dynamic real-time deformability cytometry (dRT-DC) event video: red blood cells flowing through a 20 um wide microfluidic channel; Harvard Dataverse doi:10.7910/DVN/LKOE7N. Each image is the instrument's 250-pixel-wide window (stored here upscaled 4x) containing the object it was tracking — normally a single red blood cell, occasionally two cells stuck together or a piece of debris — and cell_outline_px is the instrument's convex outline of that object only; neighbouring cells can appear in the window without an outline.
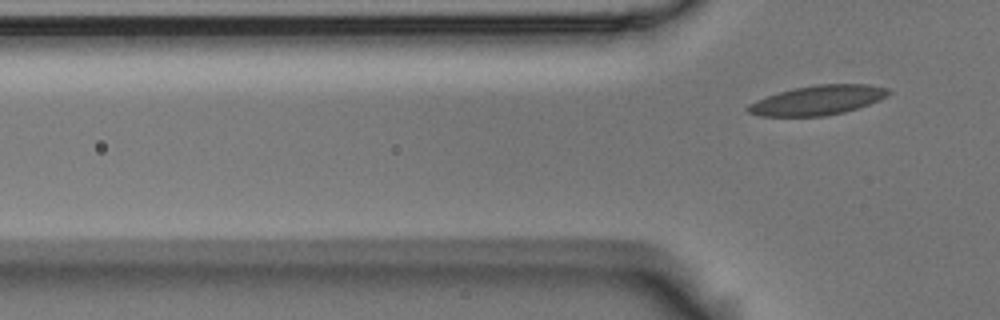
{"species": "Egyptian fruit bat (a non-hibernating species)", "species_latin": "Rousettus aegyptiacus", "temperature_condition": "room temperature", "stored_images_in_passage": 2, "camera_frame_rate_fps": 3000, "um_per_image_px": 0.085, "animal": {"sex": "male"}, "frame": {"image": 1, "passage_image": 2, "time_ms": 0.333, "image_size_px": [1000, 320], "cell_outline_px": [[892, 92], [888, 96], [880, 100], [844, 112], [824, 116], [760, 116], [748, 112], [744, 108], [748, 104], [756, 100], [792, 88], [816, 84], [868, 84], [888, 88]], "centroid_in_image_um": [69.51, 8.51], "position_along_channel_um": 56.3, "area_um2": 24.22}}